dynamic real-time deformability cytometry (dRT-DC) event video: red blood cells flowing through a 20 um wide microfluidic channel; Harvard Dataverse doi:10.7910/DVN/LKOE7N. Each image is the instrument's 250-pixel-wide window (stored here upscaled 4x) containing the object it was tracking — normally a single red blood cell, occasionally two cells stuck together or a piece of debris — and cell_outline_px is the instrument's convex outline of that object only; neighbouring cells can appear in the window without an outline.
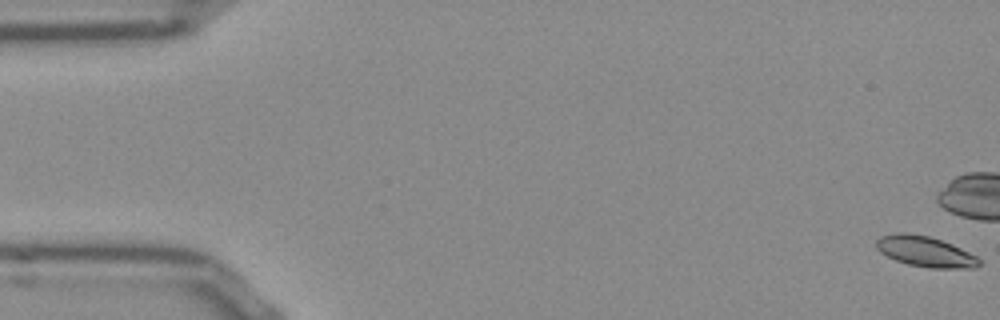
{"species": "Egyptian fruit bat (a non-hibernating species)", "species_latin": "Rousettus aegyptiacus", "temperature_condition": "room temperature", "stored_images_in_passage": 15, "camera_frame_rate_fps": 3000, "um_per_image_px": 0.085, "frame": {"image": 1, "passage_image": 1, "time_ms": 0.0, "image_size_px": [1000, 320], "cell_outline_px": [[980, 264], [976, 268], [928, 268], [908, 264], [896, 260], [880, 252], [876, 248], [876, 240], [880, 236], [896, 232], [904, 232], [928, 236], [952, 244], [976, 256], [980, 260]], "centroid_in_image_um": [78.63, 21.38], "position_along_channel_um": 6.4, "area_um2": 18.26}}